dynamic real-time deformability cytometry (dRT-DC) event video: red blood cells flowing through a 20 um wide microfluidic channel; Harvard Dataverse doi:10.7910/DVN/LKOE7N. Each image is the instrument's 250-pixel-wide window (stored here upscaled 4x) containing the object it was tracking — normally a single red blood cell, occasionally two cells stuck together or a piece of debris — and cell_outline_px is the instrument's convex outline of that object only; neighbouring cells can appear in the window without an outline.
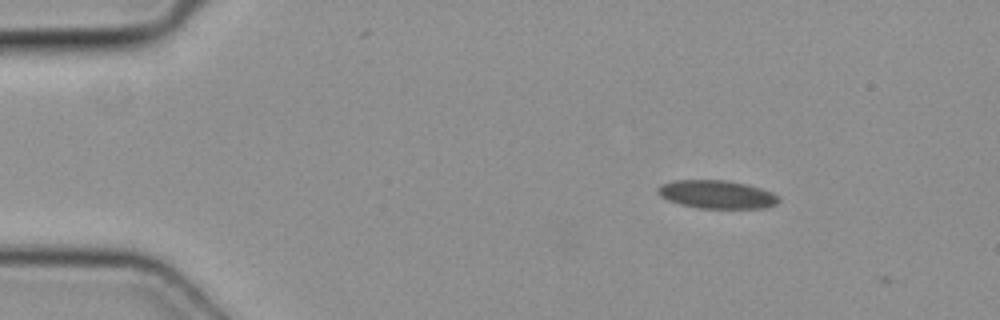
{"species": "common noctule bat (a hibernating species)", "species_latin": "Nyctalus noctula", "temperature_condition": "cold", "stored_images_in_passage": 3, "camera_frame_rate_fps": 3000, "um_per_image_px": 0.085, "animal": {"sex": "female", "body_mass_g": 19.3, "forearm_length_mm": 54.1}, "frame": {"image": 1, "passage_image": 1, "time_ms": 0.0, "image_size_px": [1000, 320], "cell_outline_px": [[780, 200], [776, 204], [764, 208], [696, 208], [680, 204], [668, 200], [660, 196], [656, 192], [656, 188], [660, 184], [672, 180], [724, 180], [744, 184], [760, 188], [772, 192], [780, 196]], "centroid_in_image_um": [60.89, 16.52], "position_along_channel_um": 24.1, "area_um2": 20.0}}